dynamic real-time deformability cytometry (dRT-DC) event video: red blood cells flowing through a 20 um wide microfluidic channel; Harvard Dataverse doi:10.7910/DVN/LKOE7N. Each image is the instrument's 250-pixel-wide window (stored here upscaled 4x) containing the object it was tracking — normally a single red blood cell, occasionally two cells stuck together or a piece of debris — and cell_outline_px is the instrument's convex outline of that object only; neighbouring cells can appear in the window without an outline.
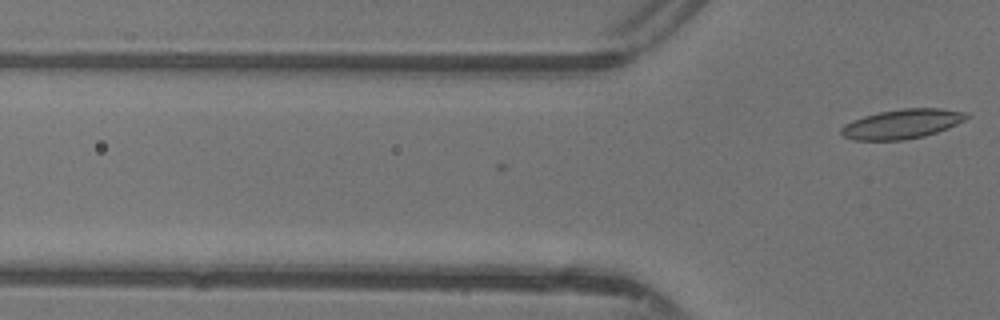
{"species": "common noctule bat (a hibernating species)", "species_latin": "Nyctalus noctula", "temperature_condition": "warm", "stored_images_in_passage": 4, "camera_frame_rate_fps": 3000, "um_per_image_px": 0.085, "animal": {"sex": "female"}, "frame": {"image": 1, "passage_image": 4, "time_ms": 1.0, "image_size_px": [1000, 320], "cell_outline_px": [[972, 116], [948, 128], [924, 136], [904, 140], [852, 140], [844, 136], [840, 132], [840, 128], [844, 124], [852, 120], [864, 116], [880, 112], [904, 108], [940, 108], [968, 112]], "centroid_in_image_um": [76.69, 10.53], "position_along_channel_um": 49.1, "area_um2": 21.62}}